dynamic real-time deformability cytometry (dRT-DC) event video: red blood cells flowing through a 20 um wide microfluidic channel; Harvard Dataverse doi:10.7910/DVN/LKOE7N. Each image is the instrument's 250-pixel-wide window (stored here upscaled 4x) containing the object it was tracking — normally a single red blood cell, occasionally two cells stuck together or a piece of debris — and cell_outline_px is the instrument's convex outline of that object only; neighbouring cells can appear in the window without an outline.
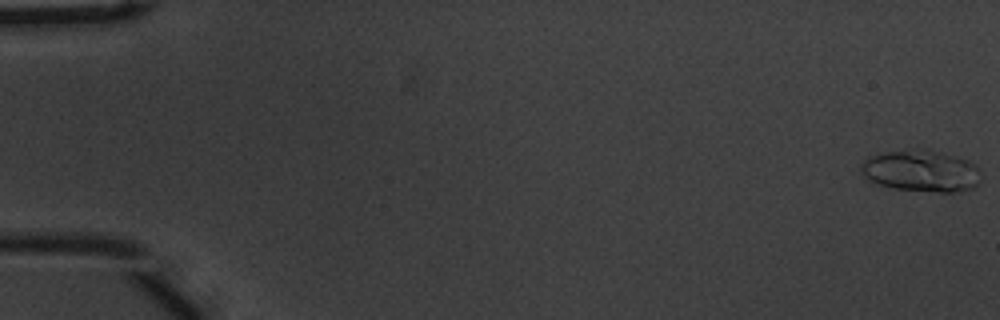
{"species": "common noctule bat (a hibernating species)", "species_latin": "Nyctalus noctula", "temperature_condition": "warm", "stored_images_in_passage": 57, "camera_frame_rate_fps": 3000, "um_per_image_px": 0.085, "animal": {"sex": "male", "body_mass_g": 20.1, "forearm_length_mm": 53.5}, "frame": {"image": 1, "passage_image": 1, "time_ms": 0.0, "image_size_px": [1000, 320], "cell_outline_px": [[980, 180], [972, 188], [952, 192], [940, 192], [892, 188], [868, 180], [860, 172], [860, 164], [868, 156], [884, 152], [912, 148], [928, 148], [944, 152], [968, 160], [980, 168]], "centroid_in_image_um": [78.28, 14.49], "position_along_channel_um": 6.7, "area_um2": 29.59}}
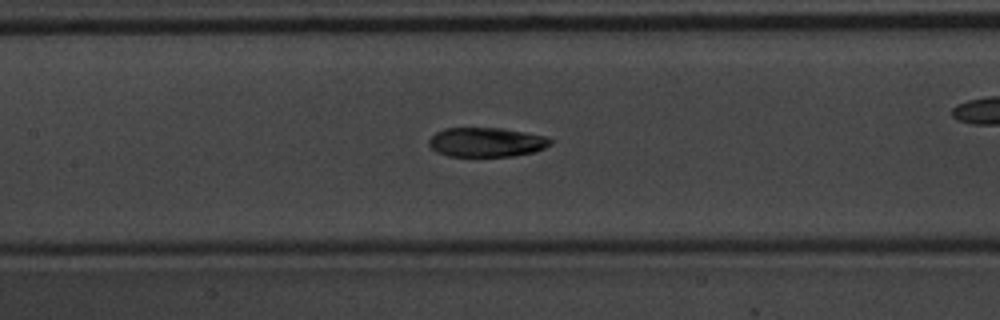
{"frame": {"image": 2, "passage_image": 27, "time_ms": 8.667, "image_size_px": [1000, 320], "cell_outline_px": [[552, 144], [536, 152], [512, 156], [448, 156], [436, 152], [428, 144], [428, 140], [436, 132], [444, 128], [504, 128], [544, 136], [552, 140]], "centroid_in_image_um": [41.34, 12.09], "position_along_channel_um": 166.1, "area_um2": 20.87}}
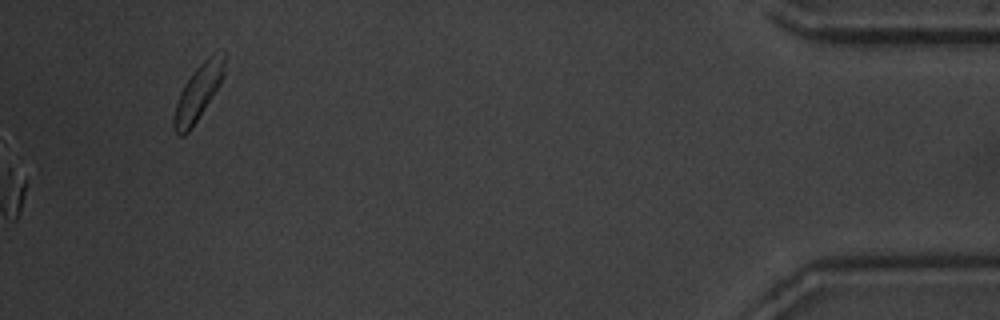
{"frame": {"image": 3, "passage_image": 57, "time_ms": 18.667, "image_size_px": [1000, 320], "cell_outline_px": [[224, 76], [220, 84], [188, 132], [184, 136], [180, 136], [172, 128], [172, 120], [176, 104], [180, 92], [184, 84], [196, 68], [208, 56], [224, 52]], "centroid_in_image_um": [16.81, 7.88], "position_along_channel_um": 418.4, "area_um2": 15.9}, "authors_computed_cell_mechanics": {"area_um2": 21.675, "velocity_mm_per_s": 3.6793, "shape_relaxation_time_tau1_ms": 3.5717, "shape_relaxation_time_tau2_ms": 4.7019, "deformation_change_tau1": 0.1708, "deformation_change_tau2": 0.0818}}